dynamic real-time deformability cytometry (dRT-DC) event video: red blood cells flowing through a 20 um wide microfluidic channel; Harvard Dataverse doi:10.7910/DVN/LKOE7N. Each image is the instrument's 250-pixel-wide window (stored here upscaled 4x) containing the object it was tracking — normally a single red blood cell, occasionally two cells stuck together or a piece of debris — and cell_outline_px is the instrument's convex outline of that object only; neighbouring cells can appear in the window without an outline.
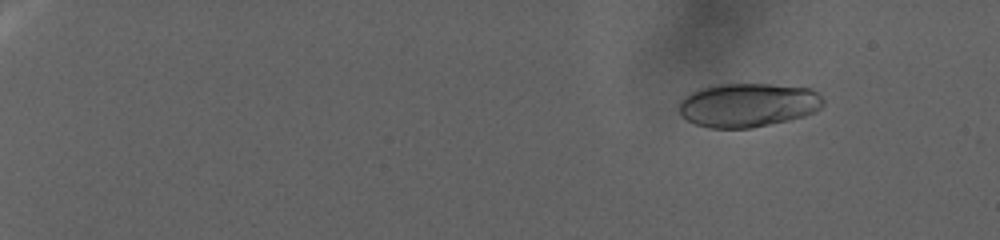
{"species": "human", "species_latin": "Homo sapiens", "temperature_condition": "warm", "stored_images_in_passage": 132, "camera_frame_rate_fps": 3000, "um_per_image_px": 0.085, "donor": {"sex": "female"}, "frame": {"image": 1, "passage_image": 19, "time_ms": 6.0, "image_size_px": [1000, 240], "cell_outline_px": [[824, 104], [816, 112], [804, 116], [788, 120], [748, 128], [708, 128], [696, 124], [680, 116], [680, 100], [684, 96], [700, 88], [716, 84], [768, 84], [812, 88], [824, 100]], "centroid_in_image_um": [63.58, 8.92], "position_along_channel_um": 21.4, "area_um2": 36.93}}
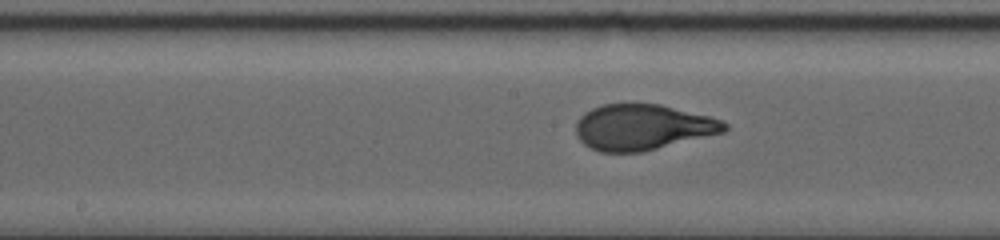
{"frame": {"image": 2, "passage_image": 80, "time_ms": 26.333, "image_size_px": [1000, 240], "cell_outline_px": [[728, 128], [724, 132], [644, 152], [600, 152], [584, 144], [576, 136], [576, 120], [584, 112], [600, 104], [660, 104], [708, 116], [720, 120], [728, 124]], "centroid_in_image_um": [54.6, 10.81], "position_along_channel_um": 193.6, "area_um2": 39.65}}
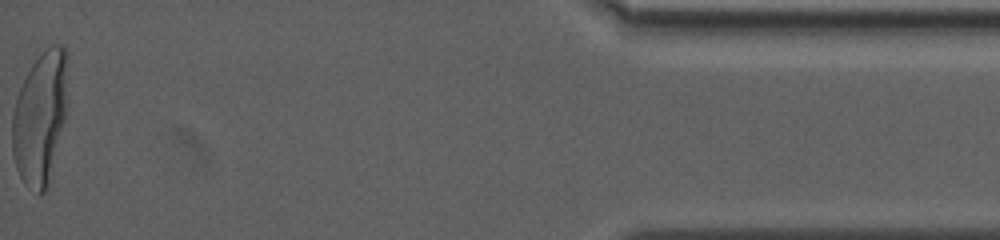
{"frame": {"image": 3, "passage_image": 132, "time_ms": 43.667, "image_size_px": [1000, 240], "cell_outline_px": [[68, 64], [64, 120], [48, 188], [44, 192], [36, 196], [24, 184], [16, 168], [12, 152], [12, 116], [16, 100], [20, 88], [32, 64], [40, 52], [52, 44], [64, 44], [68, 52]], "centroid_in_image_um": [3.42, 10.01], "position_along_channel_um": 431.8, "area_um2": 43.29}}